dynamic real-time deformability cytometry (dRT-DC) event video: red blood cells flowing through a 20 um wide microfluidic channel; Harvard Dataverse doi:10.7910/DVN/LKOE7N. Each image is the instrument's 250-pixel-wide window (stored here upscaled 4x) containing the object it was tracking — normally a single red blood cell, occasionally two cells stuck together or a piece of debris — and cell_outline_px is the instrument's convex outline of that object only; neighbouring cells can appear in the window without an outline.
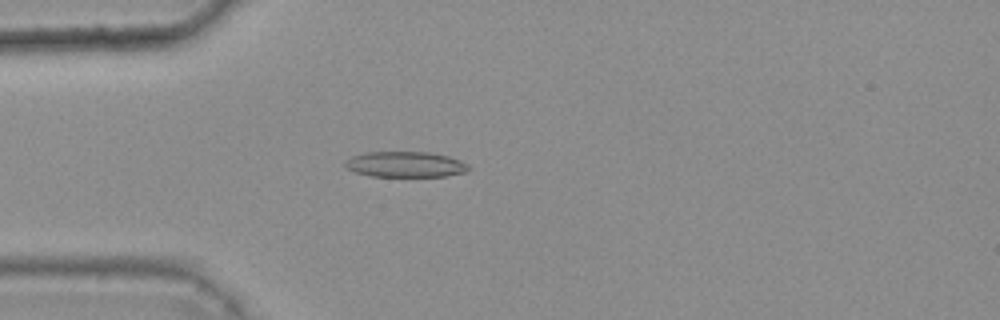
{"species": "common noctule bat (a hibernating species)", "species_latin": "Nyctalus noctula", "temperature_condition": "warm", "stored_images_in_passage": 39, "camera_frame_rate_fps": 3000, "um_per_image_px": 0.085, "animal": {"sex": "female", "body_mass_g": 25.1}, "frame": {"image": 1, "passage_image": 7, "time_ms": 2.0, "image_size_px": [1000, 320], "cell_outline_px": [[468, 168], [464, 172], [444, 176], [372, 176], [356, 172], [348, 168], [344, 164], [352, 156], [368, 152], [428, 152], [448, 156], [460, 160], [468, 164]], "centroid_in_image_um": [34.47, 13.97], "position_along_channel_um": 50.5, "area_um2": 18.09}}
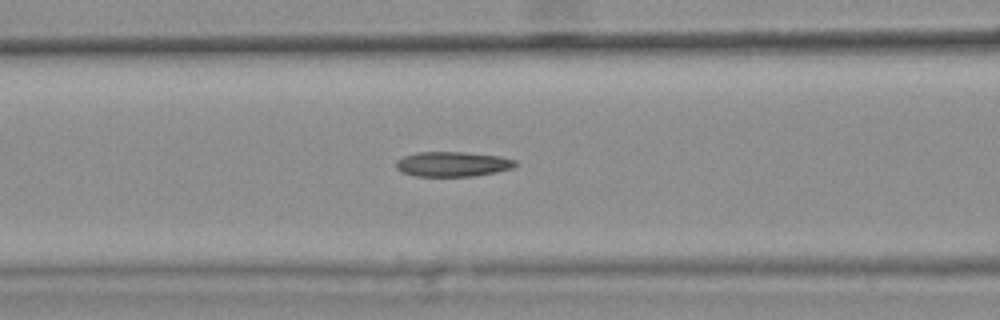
{"frame": {"image": 2, "passage_image": 14, "time_ms": 4.333, "image_size_px": [1000, 320], "cell_outline_px": [[516, 164], [512, 168], [496, 172], [472, 176], [416, 176], [404, 172], [396, 168], [396, 160], [404, 156], [416, 152], [464, 152], [500, 156], [516, 160]], "centroid_in_image_um": [38.47, 13.94], "position_along_channel_um": 128.1, "area_um2": 17.22}}
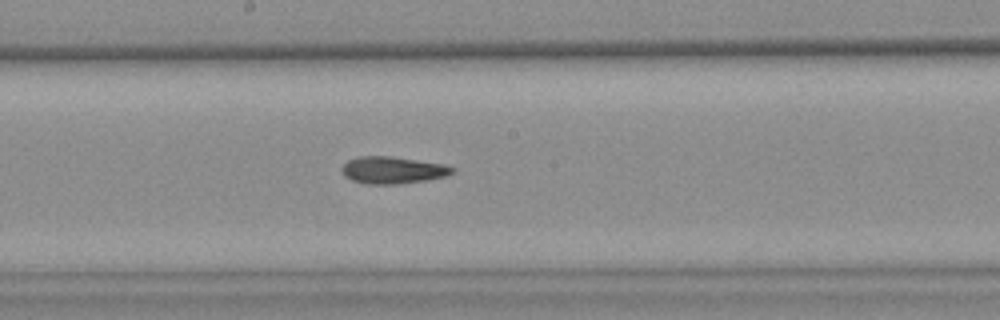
{"frame": {"image": 3, "passage_image": 21, "time_ms": 6.667, "image_size_px": [1000, 320], "cell_outline_px": [[456, 172], [448, 176], [428, 180], [396, 184], [364, 184], [352, 180], [344, 176], [344, 164], [348, 160], [360, 156], [392, 156], [444, 164], [456, 168]], "centroid_in_image_um": [33.45, 14.46], "position_along_channel_um": 214.7, "area_um2": 17.51}, "authors_computed_cell_mechanics": {"area_um2": 17.2822, "velocity_mm_per_s": 3.7266, "shape_relaxation_time_tau1_ms": null, "shape_relaxation_time_tau2_ms": 7.3162, "deformation_change_tau1": null, "deformation_change_tau2": 0.1679}}